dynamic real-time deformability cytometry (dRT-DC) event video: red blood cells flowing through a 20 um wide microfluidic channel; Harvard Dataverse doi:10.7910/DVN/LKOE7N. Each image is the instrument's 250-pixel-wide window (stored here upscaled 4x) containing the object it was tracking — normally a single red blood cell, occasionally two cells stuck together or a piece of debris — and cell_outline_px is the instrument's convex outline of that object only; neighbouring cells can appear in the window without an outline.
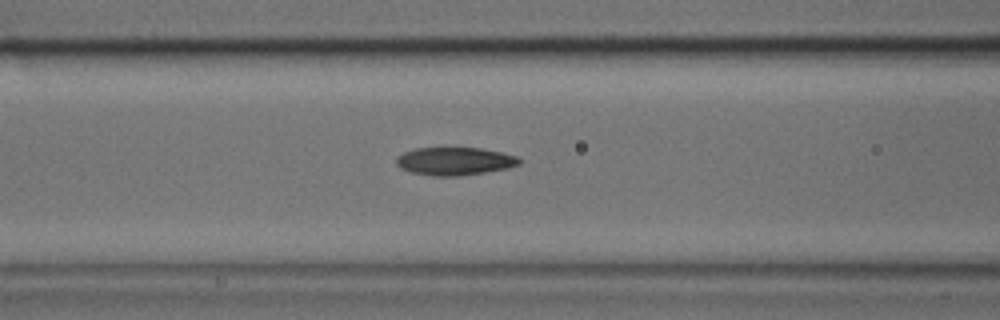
{"species": "common noctule bat (a hibernating species)", "species_latin": "Nyctalus noctula", "temperature_condition": "cold", "stored_images_in_passage": 29, "camera_frame_rate_fps": 3000, "um_per_image_px": 0.085, "animal": {"sex": "male", "body_mass_g": 17.9, "forearm_length_mm": 54.2}, "frame": {"image": 1, "passage_image": 5, "time_ms": 1.333, "image_size_px": [1000, 320], "cell_outline_px": [[520, 164], [508, 168], [460, 176], [432, 176], [412, 172], [400, 168], [396, 164], [396, 156], [412, 148], [480, 148], [500, 152], [516, 156], [520, 160]], "centroid_in_image_um": [38.6, 13.7], "position_along_channel_um": 128.0, "area_um2": 20.0}}
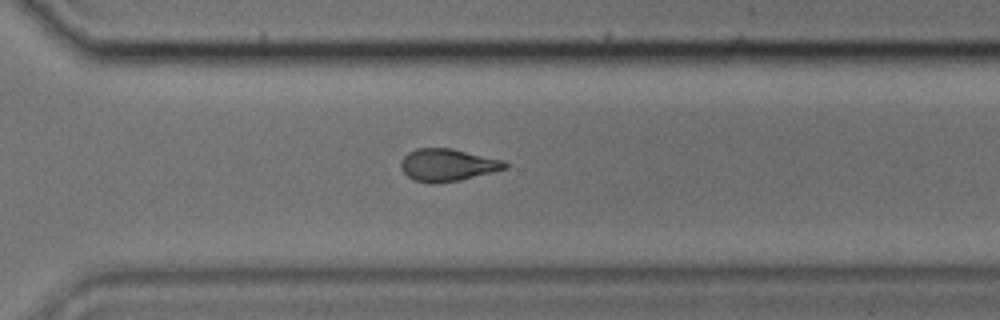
{"frame": {"image": 2, "passage_image": 20, "time_ms": 6.333, "image_size_px": [1000, 320], "cell_outline_px": [[508, 168], [460, 180], [432, 184], [416, 180], [408, 176], [400, 168], [400, 160], [408, 152], [416, 148], [452, 148], [504, 160], [508, 164]], "centroid_in_image_um": [38.04, 14.01], "position_along_channel_um": 332.6, "area_um2": 19.71}}
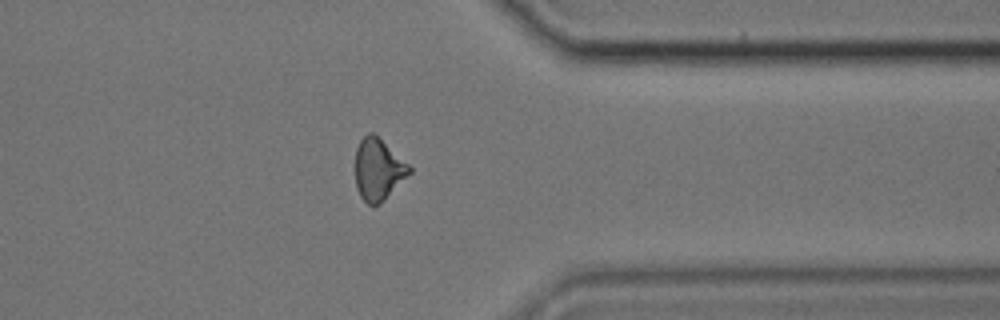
{"frame": {"image": 3, "passage_image": 24, "time_ms": 7.667, "image_size_px": [1000, 320], "cell_outline_px": [[412, 172], [380, 204], [372, 208], [360, 196], [356, 188], [356, 148], [360, 140], [368, 132], [372, 132], [408, 164], [412, 168]], "centroid_in_image_um": [32.14, 14.44], "position_along_channel_um": 379.3, "area_um2": 19.31}}